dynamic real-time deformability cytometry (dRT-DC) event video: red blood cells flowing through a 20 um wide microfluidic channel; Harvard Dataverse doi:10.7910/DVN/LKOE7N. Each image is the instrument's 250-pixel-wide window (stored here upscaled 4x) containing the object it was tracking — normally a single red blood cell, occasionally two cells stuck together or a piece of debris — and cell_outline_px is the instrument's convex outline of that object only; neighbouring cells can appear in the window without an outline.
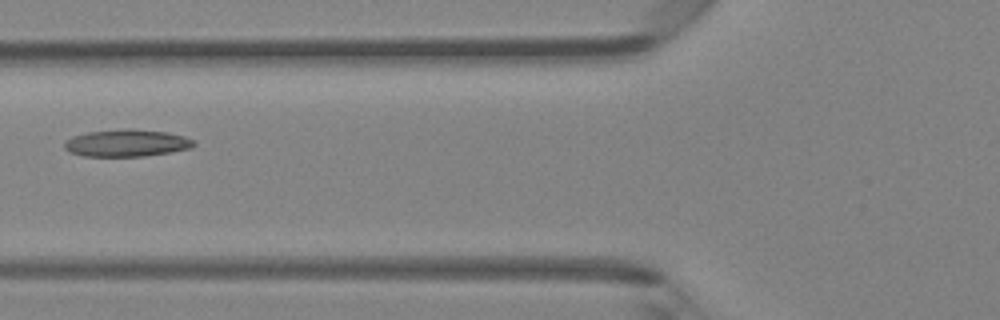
{"species": "Egyptian fruit bat (a non-hibernating species)", "species_latin": "Rousettus aegyptiacus", "temperature_condition": "room temperature", "stored_images_in_passage": 5, "camera_frame_rate_fps": 3000, "um_per_image_px": 0.085, "animal": {"sex": "female"}, "frame": {"image": 1, "passage_image": 5, "time_ms": 5.333, "image_size_px": [1000, 320], "cell_outline_px": [[196, 144], [192, 148], [144, 156], [84, 156], [68, 152], [64, 148], [64, 144], [72, 136], [88, 132], [128, 128], [132, 128], [168, 132], [184, 136], [192, 140]], "centroid_in_image_um": [10.77, 12.15], "position_along_channel_um": 115.0, "area_um2": 20.46}}